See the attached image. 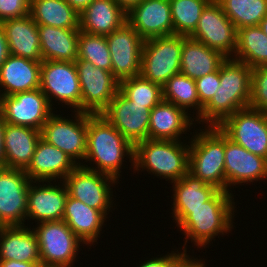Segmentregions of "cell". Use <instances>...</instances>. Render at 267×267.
I'll return each instance as SVG.
<instances>
[{
    "label": "cell",
    "instance_id": "cell-49",
    "mask_svg": "<svg viewBox=\"0 0 267 267\" xmlns=\"http://www.w3.org/2000/svg\"><path fill=\"white\" fill-rule=\"evenodd\" d=\"M258 26L261 28V30L267 36V15L260 21Z\"/></svg>",
    "mask_w": 267,
    "mask_h": 267
},
{
    "label": "cell",
    "instance_id": "cell-18",
    "mask_svg": "<svg viewBox=\"0 0 267 267\" xmlns=\"http://www.w3.org/2000/svg\"><path fill=\"white\" fill-rule=\"evenodd\" d=\"M259 180H267V160L225 136V191L232 193L236 185H253Z\"/></svg>",
    "mask_w": 267,
    "mask_h": 267
},
{
    "label": "cell",
    "instance_id": "cell-16",
    "mask_svg": "<svg viewBox=\"0 0 267 267\" xmlns=\"http://www.w3.org/2000/svg\"><path fill=\"white\" fill-rule=\"evenodd\" d=\"M31 181L22 169H0V226L26 225Z\"/></svg>",
    "mask_w": 267,
    "mask_h": 267
},
{
    "label": "cell",
    "instance_id": "cell-41",
    "mask_svg": "<svg viewBox=\"0 0 267 267\" xmlns=\"http://www.w3.org/2000/svg\"><path fill=\"white\" fill-rule=\"evenodd\" d=\"M30 0H0V22L29 14Z\"/></svg>",
    "mask_w": 267,
    "mask_h": 267
},
{
    "label": "cell",
    "instance_id": "cell-48",
    "mask_svg": "<svg viewBox=\"0 0 267 267\" xmlns=\"http://www.w3.org/2000/svg\"><path fill=\"white\" fill-rule=\"evenodd\" d=\"M127 14L135 5L143 0H114Z\"/></svg>",
    "mask_w": 267,
    "mask_h": 267
},
{
    "label": "cell",
    "instance_id": "cell-11",
    "mask_svg": "<svg viewBox=\"0 0 267 267\" xmlns=\"http://www.w3.org/2000/svg\"><path fill=\"white\" fill-rule=\"evenodd\" d=\"M217 127L232 142L267 160V114L247 107L225 118Z\"/></svg>",
    "mask_w": 267,
    "mask_h": 267
},
{
    "label": "cell",
    "instance_id": "cell-33",
    "mask_svg": "<svg viewBox=\"0 0 267 267\" xmlns=\"http://www.w3.org/2000/svg\"><path fill=\"white\" fill-rule=\"evenodd\" d=\"M173 200L171 208H198L210 200L218 191L216 187L203 180L185 174L181 179L171 183Z\"/></svg>",
    "mask_w": 267,
    "mask_h": 267
},
{
    "label": "cell",
    "instance_id": "cell-44",
    "mask_svg": "<svg viewBox=\"0 0 267 267\" xmlns=\"http://www.w3.org/2000/svg\"><path fill=\"white\" fill-rule=\"evenodd\" d=\"M10 55L9 46L6 40L5 32L0 22V67Z\"/></svg>",
    "mask_w": 267,
    "mask_h": 267
},
{
    "label": "cell",
    "instance_id": "cell-27",
    "mask_svg": "<svg viewBox=\"0 0 267 267\" xmlns=\"http://www.w3.org/2000/svg\"><path fill=\"white\" fill-rule=\"evenodd\" d=\"M79 16V30L91 35L106 36L127 22V14L114 0H93Z\"/></svg>",
    "mask_w": 267,
    "mask_h": 267
},
{
    "label": "cell",
    "instance_id": "cell-25",
    "mask_svg": "<svg viewBox=\"0 0 267 267\" xmlns=\"http://www.w3.org/2000/svg\"><path fill=\"white\" fill-rule=\"evenodd\" d=\"M12 55L29 60L43 61L40 50L38 24L26 15L1 22Z\"/></svg>",
    "mask_w": 267,
    "mask_h": 267
},
{
    "label": "cell",
    "instance_id": "cell-24",
    "mask_svg": "<svg viewBox=\"0 0 267 267\" xmlns=\"http://www.w3.org/2000/svg\"><path fill=\"white\" fill-rule=\"evenodd\" d=\"M62 220L85 243V246H90V249L94 243L98 244L97 240L104 225L106 226L107 217L101 211L68 196Z\"/></svg>",
    "mask_w": 267,
    "mask_h": 267
},
{
    "label": "cell",
    "instance_id": "cell-1",
    "mask_svg": "<svg viewBox=\"0 0 267 267\" xmlns=\"http://www.w3.org/2000/svg\"><path fill=\"white\" fill-rule=\"evenodd\" d=\"M234 197L231 192L219 190L198 208H171L172 221L185 236L184 245L180 249L188 252L186 243L189 239L197 250L209 248L214 238L231 233L237 212Z\"/></svg>",
    "mask_w": 267,
    "mask_h": 267
},
{
    "label": "cell",
    "instance_id": "cell-42",
    "mask_svg": "<svg viewBox=\"0 0 267 267\" xmlns=\"http://www.w3.org/2000/svg\"><path fill=\"white\" fill-rule=\"evenodd\" d=\"M176 250V251H175ZM180 251V252H179ZM165 255H160V257L149 258L145 261H140L139 266L137 267H174V265L186 254L183 250L174 249L170 253L166 252Z\"/></svg>",
    "mask_w": 267,
    "mask_h": 267
},
{
    "label": "cell",
    "instance_id": "cell-20",
    "mask_svg": "<svg viewBox=\"0 0 267 267\" xmlns=\"http://www.w3.org/2000/svg\"><path fill=\"white\" fill-rule=\"evenodd\" d=\"M126 18L144 41L174 35L169 0H143L127 13Z\"/></svg>",
    "mask_w": 267,
    "mask_h": 267
},
{
    "label": "cell",
    "instance_id": "cell-45",
    "mask_svg": "<svg viewBox=\"0 0 267 267\" xmlns=\"http://www.w3.org/2000/svg\"><path fill=\"white\" fill-rule=\"evenodd\" d=\"M6 123L0 114V169L6 168V158L4 151V128Z\"/></svg>",
    "mask_w": 267,
    "mask_h": 267
},
{
    "label": "cell",
    "instance_id": "cell-29",
    "mask_svg": "<svg viewBox=\"0 0 267 267\" xmlns=\"http://www.w3.org/2000/svg\"><path fill=\"white\" fill-rule=\"evenodd\" d=\"M43 61H70L78 58L79 29H65L38 24Z\"/></svg>",
    "mask_w": 267,
    "mask_h": 267
},
{
    "label": "cell",
    "instance_id": "cell-35",
    "mask_svg": "<svg viewBox=\"0 0 267 267\" xmlns=\"http://www.w3.org/2000/svg\"><path fill=\"white\" fill-rule=\"evenodd\" d=\"M236 29L258 26L267 15V0H216Z\"/></svg>",
    "mask_w": 267,
    "mask_h": 267
},
{
    "label": "cell",
    "instance_id": "cell-12",
    "mask_svg": "<svg viewBox=\"0 0 267 267\" xmlns=\"http://www.w3.org/2000/svg\"><path fill=\"white\" fill-rule=\"evenodd\" d=\"M75 65L81 89V112L101 114L119 91V81L112 72L87 60L77 58Z\"/></svg>",
    "mask_w": 267,
    "mask_h": 267
},
{
    "label": "cell",
    "instance_id": "cell-37",
    "mask_svg": "<svg viewBox=\"0 0 267 267\" xmlns=\"http://www.w3.org/2000/svg\"><path fill=\"white\" fill-rule=\"evenodd\" d=\"M119 91L134 104L143 105L149 110L163 100L162 86L141 75L121 80Z\"/></svg>",
    "mask_w": 267,
    "mask_h": 267
},
{
    "label": "cell",
    "instance_id": "cell-8",
    "mask_svg": "<svg viewBox=\"0 0 267 267\" xmlns=\"http://www.w3.org/2000/svg\"><path fill=\"white\" fill-rule=\"evenodd\" d=\"M36 234L42 265L72 267L82 242L63 221H45L31 227ZM80 247V248H79Z\"/></svg>",
    "mask_w": 267,
    "mask_h": 267
},
{
    "label": "cell",
    "instance_id": "cell-43",
    "mask_svg": "<svg viewBox=\"0 0 267 267\" xmlns=\"http://www.w3.org/2000/svg\"><path fill=\"white\" fill-rule=\"evenodd\" d=\"M191 257V258H190ZM196 257H192L189 254H185L175 265L174 267H206L207 264L205 263L206 259L202 258L198 259ZM205 260V261H204Z\"/></svg>",
    "mask_w": 267,
    "mask_h": 267
},
{
    "label": "cell",
    "instance_id": "cell-21",
    "mask_svg": "<svg viewBox=\"0 0 267 267\" xmlns=\"http://www.w3.org/2000/svg\"><path fill=\"white\" fill-rule=\"evenodd\" d=\"M196 120L184 109L171 102L162 100L150 112L149 139L190 140L195 129ZM187 132H190L187 133ZM183 134H185V137ZM183 137V139H182ZM185 138V139H184Z\"/></svg>",
    "mask_w": 267,
    "mask_h": 267
},
{
    "label": "cell",
    "instance_id": "cell-9",
    "mask_svg": "<svg viewBox=\"0 0 267 267\" xmlns=\"http://www.w3.org/2000/svg\"><path fill=\"white\" fill-rule=\"evenodd\" d=\"M183 35L162 36L144 41L140 75L163 86L180 73Z\"/></svg>",
    "mask_w": 267,
    "mask_h": 267
},
{
    "label": "cell",
    "instance_id": "cell-14",
    "mask_svg": "<svg viewBox=\"0 0 267 267\" xmlns=\"http://www.w3.org/2000/svg\"><path fill=\"white\" fill-rule=\"evenodd\" d=\"M237 29L216 0L203 9L195 31L189 38L232 58L236 48Z\"/></svg>",
    "mask_w": 267,
    "mask_h": 267
},
{
    "label": "cell",
    "instance_id": "cell-15",
    "mask_svg": "<svg viewBox=\"0 0 267 267\" xmlns=\"http://www.w3.org/2000/svg\"><path fill=\"white\" fill-rule=\"evenodd\" d=\"M109 46L113 76L120 82L139 76L144 40L127 22L106 35Z\"/></svg>",
    "mask_w": 267,
    "mask_h": 267
},
{
    "label": "cell",
    "instance_id": "cell-4",
    "mask_svg": "<svg viewBox=\"0 0 267 267\" xmlns=\"http://www.w3.org/2000/svg\"><path fill=\"white\" fill-rule=\"evenodd\" d=\"M189 151V141L143 140L134 146L133 174L146 170L169 183L177 181L188 173Z\"/></svg>",
    "mask_w": 267,
    "mask_h": 267
},
{
    "label": "cell",
    "instance_id": "cell-50",
    "mask_svg": "<svg viewBox=\"0 0 267 267\" xmlns=\"http://www.w3.org/2000/svg\"><path fill=\"white\" fill-rule=\"evenodd\" d=\"M40 267H66V266H55V265H40Z\"/></svg>",
    "mask_w": 267,
    "mask_h": 267
},
{
    "label": "cell",
    "instance_id": "cell-26",
    "mask_svg": "<svg viewBox=\"0 0 267 267\" xmlns=\"http://www.w3.org/2000/svg\"><path fill=\"white\" fill-rule=\"evenodd\" d=\"M26 225L0 226V260L41 262L36 234Z\"/></svg>",
    "mask_w": 267,
    "mask_h": 267
},
{
    "label": "cell",
    "instance_id": "cell-17",
    "mask_svg": "<svg viewBox=\"0 0 267 267\" xmlns=\"http://www.w3.org/2000/svg\"><path fill=\"white\" fill-rule=\"evenodd\" d=\"M150 112L147 107L134 104L118 91L100 115L135 146L149 139Z\"/></svg>",
    "mask_w": 267,
    "mask_h": 267
},
{
    "label": "cell",
    "instance_id": "cell-34",
    "mask_svg": "<svg viewBox=\"0 0 267 267\" xmlns=\"http://www.w3.org/2000/svg\"><path fill=\"white\" fill-rule=\"evenodd\" d=\"M163 100L184 109L197 120L202 113L195 80L181 73L173 75L163 86ZM193 110V114H190ZM195 111V112H194ZM196 114V116H195ZM195 116V117H194Z\"/></svg>",
    "mask_w": 267,
    "mask_h": 267
},
{
    "label": "cell",
    "instance_id": "cell-39",
    "mask_svg": "<svg viewBox=\"0 0 267 267\" xmlns=\"http://www.w3.org/2000/svg\"><path fill=\"white\" fill-rule=\"evenodd\" d=\"M250 86L249 107L267 114V66L252 69Z\"/></svg>",
    "mask_w": 267,
    "mask_h": 267
},
{
    "label": "cell",
    "instance_id": "cell-38",
    "mask_svg": "<svg viewBox=\"0 0 267 267\" xmlns=\"http://www.w3.org/2000/svg\"><path fill=\"white\" fill-rule=\"evenodd\" d=\"M78 58L111 72L112 63L109 46L104 35H91L80 31Z\"/></svg>",
    "mask_w": 267,
    "mask_h": 267
},
{
    "label": "cell",
    "instance_id": "cell-31",
    "mask_svg": "<svg viewBox=\"0 0 267 267\" xmlns=\"http://www.w3.org/2000/svg\"><path fill=\"white\" fill-rule=\"evenodd\" d=\"M29 15L37 24L79 29L80 14L65 0H30Z\"/></svg>",
    "mask_w": 267,
    "mask_h": 267
},
{
    "label": "cell",
    "instance_id": "cell-36",
    "mask_svg": "<svg viewBox=\"0 0 267 267\" xmlns=\"http://www.w3.org/2000/svg\"><path fill=\"white\" fill-rule=\"evenodd\" d=\"M174 34L189 37L196 29L201 13L211 0H169Z\"/></svg>",
    "mask_w": 267,
    "mask_h": 267
},
{
    "label": "cell",
    "instance_id": "cell-13",
    "mask_svg": "<svg viewBox=\"0 0 267 267\" xmlns=\"http://www.w3.org/2000/svg\"><path fill=\"white\" fill-rule=\"evenodd\" d=\"M45 94L39 89L0 96V114L4 122L41 131L55 112Z\"/></svg>",
    "mask_w": 267,
    "mask_h": 267
},
{
    "label": "cell",
    "instance_id": "cell-7",
    "mask_svg": "<svg viewBox=\"0 0 267 267\" xmlns=\"http://www.w3.org/2000/svg\"><path fill=\"white\" fill-rule=\"evenodd\" d=\"M63 182L68 196L101 211L108 219L110 218L108 217L109 212L117 209V207L114 208L117 205L113 202L116 196L112 190L117 184H120L116 178L78 165Z\"/></svg>",
    "mask_w": 267,
    "mask_h": 267
},
{
    "label": "cell",
    "instance_id": "cell-10",
    "mask_svg": "<svg viewBox=\"0 0 267 267\" xmlns=\"http://www.w3.org/2000/svg\"><path fill=\"white\" fill-rule=\"evenodd\" d=\"M39 89L53 109H56L53 102L59 101L58 105L64 104L62 108L67 105L65 108L81 112V89L75 62L42 61Z\"/></svg>",
    "mask_w": 267,
    "mask_h": 267
},
{
    "label": "cell",
    "instance_id": "cell-3",
    "mask_svg": "<svg viewBox=\"0 0 267 267\" xmlns=\"http://www.w3.org/2000/svg\"><path fill=\"white\" fill-rule=\"evenodd\" d=\"M252 68L233 58H226L220 66V86L203 108L197 125L218 126L236 111L249 107L251 100ZM206 124V125H205Z\"/></svg>",
    "mask_w": 267,
    "mask_h": 267
},
{
    "label": "cell",
    "instance_id": "cell-28",
    "mask_svg": "<svg viewBox=\"0 0 267 267\" xmlns=\"http://www.w3.org/2000/svg\"><path fill=\"white\" fill-rule=\"evenodd\" d=\"M41 131L6 123L4 128V151L6 167L25 170L35 153Z\"/></svg>",
    "mask_w": 267,
    "mask_h": 267
},
{
    "label": "cell",
    "instance_id": "cell-5",
    "mask_svg": "<svg viewBox=\"0 0 267 267\" xmlns=\"http://www.w3.org/2000/svg\"><path fill=\"white\" fill-rule=\"evenodd\" d=\"M199 128L189 140L188 173L225 191V135L217 126Z\"/></svg>",
    "mask_w": 267,
    "mask_h": 267
},
{
    "label": "cell",
    "instance_id": "cell-32",
    "mask_svg": "<svg viewBox=\"0 0 267 267\" xmlns=\"http://www.w3.org/2000/svg\"><path fill=\"white\" fill-rule=\"evenodd\" d=\"M233 59L250 68L267 66V36L259 26L237 29Z\"/></svg>",
    "mask_w": 267,
    "mask_h": 267
},
{
    "label": "cell",
    "instance_id": "cell-46",
    "mask_svg": "<svg viewBox=\"0 0 267 267\" xmlns=\"http://www.w3.org/2000/svg\"><path fill=\"white\" fill-rule=\"evenodd\" d=\"M40 265H41V262L0 260V267H40Z\"/></svg>",
    "mask_w": 267,
    "mask_h": 267
},
{
    "label": "cell",
    "instance_id": "cell-23",
    "mask_svg": "<svg viewBox=\"0 0 267 267\" xmlns=\"http://www.w3.org/2000/svg\"><path fill=\"white\" fill-rule=\"evenodd\" d=\"M41 64L10 54L0 67V96L39 88Z\"/></svg>",
    "mask_w": 267,
    "mask_h": 267
},
{
    "label": "cell",
    "instance_id": "cell-2",
    "mask_svg": "<svg viewBox=\"0 0 267 267\" xmlns=\"http://www.w3.org/2000/svg\"><path fill=\"white\" fill-rule=\"evenodd\" d=\"M125 157L134 170V146L103 116L88 114L86 155L81 166L119 181Z\"/></svg>",
    "mask_w": 267,
    "mask_h": 267
},
{
    "label": "cell",
    "instance_id": "cell-22",
    "mask_svg": "<svg viewBox=\"0 0 267 267\" xmlns=\"http://www.w3.org/2000/svg\"><path fill=\"white\" fill-rule=\"evenodd\" d=\"M77 166L62 150L40 138L24 171L32 181H63Z\"/></svg>",
    "mask_w": 267,
    "mask_h": 267
},
{
    "label": "cell",
    "instance_id": "cell-30",
    "mask_svg": "<svg viewBox=\"0 0 267 267\" xmlns=\"http://www.w3.org/2000/svg\"><path fill=\"white\" fill-rule=\"evenodd\" d=\"M226 58L221 52L183 36L180 73L196 80L218 70Z\"/></svg>",
    "mask_w": 267,
    "mask_h": 267
},
{
    "label": "cell",
    "instance_id": "cell-47",
    "mask_svg": "<svg viewBox=\"0 0 267 267\" xmlns=\"http://www.w3.org/2000/svg\"><path fill=\"white\" fill-rule=\"evenodd\" d=\"M77 13L81 14L93 0H65Z\"/></svg>",
    "mask_w": 267,
    "mask_h": 267
},
{
    "label": "cell",
    "instance_id": "cell-19",
    "mask_svg": "<svg viewBox=\"0 0 267 267\" xmlns=\"http://www.w3.org/2000/svg\"><path fill=\"white\" fill-rule=\"evenodd\" d=\"M67 198L68 192L63 181H31L26 220L34 221L32 224L62 220Z\"/></svg>",
    "mask_w": 267,
    "mask_h": 267
},
{
    "label": "cell",
    "instance_id": "cell-40",
    "mask_svg": "<svg viewBox=\"0 0 267 267\" xmlns=\"http://www.w3.org/2000/svg\"><path fill=\"white\" fill-rule=\"evenodd\" d=\"M200 105L204 108L220 86V68L195 80Z\"/></svg>",
    "mask_w": 267,
    "mask_h": 267
},
{
    "label": "cell",
    "instance_id": "cell-6",
    "mask_svg": "<svg viewBox=\"0 0 267 267\" xmlns=\"http://www.w3.org/2000/svg\"><path fill=\"white\" fill-rule=\"evenodd\" d=\"M55 111L41 129V138L62 150L77 165H82L86 155L88 113L70 111L71 117Z\"/></svg>",
    "mask_w": 267,
    "mask_h": 267
}]
</instances>
